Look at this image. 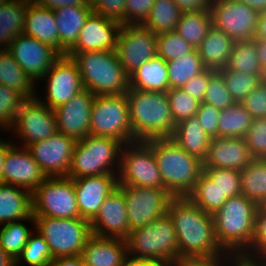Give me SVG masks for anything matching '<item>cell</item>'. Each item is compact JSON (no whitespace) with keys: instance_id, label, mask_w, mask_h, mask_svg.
Wrapping results in <instances>:
<instances>
[{"instance_id":"cell-53","label":"cell","mask_w":266,"mask_h":266,"mask_svg":"<svg viewBox=\"0 0 266 266\" xmlns=\"http://www.w3.org/2000/svg\"><path fill=\"white\" fill-rule=\"evenodd\" d=\"M241 103L253 118H266V80L264 79Z\"/></svg>"},{"instance_id":"cell-31","label":"cell","mask_w":266,"mask_h":266,"mask_svg":"<svg viewBox=\"0 0 266 266\" xmlns=\"http://www.w3.org/2000/svg\"><path fill=\"white\" fill-rule=\"evenodd\" d=\"M171 138L187 153L195 155L202 161L206 158L211 138L196 116L177 123Z\"/></svg>"},{"instance_id":"cell-36","label":"cell","mask_w":266,"mask_h":266,"mask_svg":"<svg viewBox=\"0 0 266 266\" xmlns=\"http://www.w3.org/2000/svg\"><path fill=\"white\" fill-rule=\"evenodd\" d=\"M253 117L242 103L235 102L230 107L220 111L217 127V137H242L252 124Z\"/></svg>"},{"instance_id":"cell-29","label":"cell","mask_w":266,"mask_h":266,"mask_svg":"<svg viewBox=\"0 0 266 266\" xmlns=\"http://www.w3.org/2000/svg\"><path fill=\"white\" fill-rule=\"evenodd\" d=\"M92 12L90 6H65L54 10L60 37L61 55H66L75 45L81 28Z\"/></svg>"},{"instance_id":"cell-28","label":"cell","mask_w":266,"mask_h":266,"mask_svg":"<svg viewBox=\"0 0 266 266\" xmlns=\"http://www.w3.org/2000/svg\"><path fill=\"white\" fill-rule=\"evenodd\" d=\"M234 43L230 36L212 26L196 49L205 68L218 72L226 68Z\"/></svg>"},{"instance_id":"cell-52","label":"cell","mask_w":266,"mask_h":266,"mask_svg":"<svg viewBox=\"0 0 266 266\" xmlns=\"http://www.w3.org/2000/svg\"><path fill=\"white\" fill-rule=\"evenodd\" d=\"M155 0H126L124 25H142Z\"/></svg>"},{"instance_id":"cell-2","label":"cell","mask_w":266,"mask_h":266,"mask_svg":"<svg viewBox=\"0 0 266 266\" xmlns=\"http://www.w3.org/2000/svg\"><path fill=\"white\" fill-rule=\"evenodd\" d=\"M258 205L243 194L228 198L212 216L215 236L227 253L242 257L251 247Z\"/></svg>"},{"instance_id":"cell-69","label":"cell","mask_w":266,"mask_h":266,"mask_svg":"<svg viewBox=\"0 0 266 266\" xmlns=\"http://www.w3.org/2000/svg\"><path fill=\"white\" fill-rule=\"evenodd\" d=\"M5 0H0V8H1V5L4 3Z\"/></svg>"},{"instance_id":"cell-35","label":"cell","mask_w":266,"mask_h":266,"mask_svg":"<svg viewBox=\"0 0 266 266\" xmlns=\"http://www.w3.org/2000/svg\"><path fill=\"white\" fill-rule=\"evenodd\" d=\"M241 192L258 206L266 205V159H253L241 170Z\"/></svg>"},{"instance_id":"cell-1","label":"cell","mask_w":266,"mask_h":266,"mask_svg":"<svg viewBox=\"0 0 266 266\" xmlns=\"http://www.w3.org/2000/svg\"><path fill=\"white\" fill-rule=\"evenodd\" d=\"M167 214L176 232L178 261L228 255L216 239L212 214L202 210L188 197H173Z\"/></svg>"},{"instance_id":"cell-50","label":"cell","mask_w":266,"mask_h":266,"mask_svg":"<svg viewBox=\"0 0 266 266\" xmlns=\"http://www.w3.org/2000/svg\"><path fill=\"white\" fill-rule=\"evenodd\" d=\"M244 139L253 159H266V118H253Z\"/></svg>"},{"instance_id":"cell-3","label":"cell","mask_w":266,"mask_h":266,"mask_svg":"<svg viewBox=\"0 0 266 266\" xmlns=\"http://www.w3.org/2000/svg\"><path fill=\"white\" fill-rule=\"evenodd\" d=\"M145 142L153 150L163 189L173 197H187L203 173V161L187 153L171 137Z\"/></svg>"},{"instance_id":"cell-48","label":"cell","mask_w":266,"mask_h":266,"mask_svg":"<svg viewBox=\"0 0 266 266\" xmlns=\"http://www.w3.org/2000/svg\"><path fill=\"white\" fill-rule=\"evenodd\" d=\"M25 100L17 91L0 84V124L8 131L14 126L17 112Z\"/></svg>"},{"instance_id":"cell-6","label":"cell","mask_w":266,"mask_h":266,"mask_svg":"<svg viewBox=\"0 0 266 266\" xmlns=\"http://www.w3.org/2000/svg\"><path fill=\"white\" fill-rule=\"evenodd\" d=\"M128 257L155 260L166 266L178 261V243L172 219L166 213L125 238Z\"/></svg>"},{"instance_id":"cell-62","label":"cell","mask_w":266,"mask_h":266,"mask_svg":"<svg viewBox=\"0 0 266 266\" xmlns=\"http://www.w3.org/2000/svg\"><path fill=\"white\" fill-rule=\"evenodd\" d=\"M254 38L266 39V10L259 13L257 30Z\"/></svg>"},{"instance_id":"cell-15","label":"cell","mask_w":266,"mask_h":266,"mask_svg":"<svg viewBox=\"0 0 266 266\" xmlns=\"http://www.w3.org/2000/svg\"><path fill=\"white\" fill-rule=\"evenodd\" d=\"M116 53L128 74L157 56V35L142 25H121Z\"/></svg>"},{"instance_id":"cell-67","label":"cell","mask_w":266,"mask_h":266,"mask_svg":"<svg viewBox=\"0 0 266 266\" xmlns=\"http://www.w3.org/2000/svg\"><path fill=\"white\" fill-rule=\"evenodd\" d=\"M259 266H266V259L260 261L259 263H257Z\"/></svg>"},{"instance_id":"cell-46","label":"cell","mask_w":266,"mask_h":266,"mask_svg":"<svg viewBox=\"0 0 266 266\" xmlns=\"http://www.w3.org/2000/svg\"><path fill=\"white\" fill-rule=\"evenodd\" d=\"M192 49L193 47L175 31L157 35V56L166 62L177 59Z\"/></svg>"},{"instance_id":"cell-14","label":"cell","mask_w":266,"mask_h":266,"mask_svg":"<svg viewBox=\"0 0 266 266\" xmlns=\"http://www.w3.org/2000/svg\"><path fill=\"white\" fill-rule=\"evenodd\" d=\"M13 129V130H12ZM21 138L22 147L49 138L58 132L54 110L39 101L26 99L20 106L11 130Z\"/></svg>"},{"instance_id":"cell-51","label":"cell","mask_w":266,"mask_h":266,"mask_svg":"<svg viewBox=\"0 0 266 266\" xmlns=\"http://www.w3.org/2000/svg\"><path fill=\"white\" fill-rule=\"evenodd\" d=\"M126 0H90L93 13L124 25Z\"/></svg>"},{"instance_id":"cell-22","label":"cell","mask_w":266,"mask_h":266,"mask_svg":"<svg viewBox=\"0 0 266 266\" xmlns=\"http://www.w3.org/2000/svg\"><path fill=\"white\" fill-rule=\"evenodd\" d=\"M92 235L125 239L130 226L127 218V208L124 192L116 187L104 200L98 214L90 222Z\"/></svg>"},{"instance_id":"cell-59","label":"cell","mask_w":266,"mask_h":266,"mask_svg":"<svg viewBox=\"0 0 266 266\" xmlns=\"http://www.w3.org/2000/svg\"><path fill=\"white\" fill-rule=\"evenodd\" d=\"M50 266H85L80 255L54 258Z\"/></svg>"},{"instance_id":"cell-47","label":"cell","mask_w":266,"mask_h":266,"mask_svg":"<svg viewBox=\"0 0 266 266\" xmlns=\"http://www.w3.org/2000/svg\"><path fill=\"white\" fill-rule=\"evenodd\" d=\"M203 172L217 184L227 198L242 194L241 171L225 168H203Z\"/></svg>"},{"instance_id":"cell-26","label":"cell","mask_w":266,"mask_h":266,"mask_svg":"<svg viewBox=\"0 0 266 266\" xmlns=\"http://www.w3.org/2000/svg\"><path fill=\"white\" fill-rule=\"evenodd\" d=\"M23 33L41 43L50 45L61 54L60 37L54 10L43 7L31 0L27 6Z\"/></svg>"},{"instance_id":"cell-8","label":"cell","mask_w":266,"mask_h":266,"mask_svg":"<svg viewBox=\"0 0 266 266\" xmlns=\"http://www.w3.org/2000/svg\"><path fill=\"white\" fill-rule=\"evenodd\" d=\"M38 233L46 240L53 258L80 255L92 235L90 222L78 218L34 216Z\"/></svg>"},{"instance_id":"cell-54","label":"cell","mask_w":266,"mask_h":266,"mask_svg":"<svg viewBox=\"0 0 266 266\" xmlns=\"http://www.w3.org/2000/svg\"><path fill=\"white\" fill-rule=\"evenodd\" d=\"M220 111V109H217L210 104L201 102L199 109L197 110V113L195 115L204 131L210 138L217 137V127Z\"/></svg>"},{"instance_id":"cell-45","label":"cell","mask_w":266,"mask_h":266,"mask_svg":"<svg viewBox=\"0 0 266 266\" xmlns=\"http://www.w3.org/2000/svg\"><path fill=\"white\" fill-rule=\"evenodd\" d=\"M166 93L175 125L196 115L200 102L190 97L183 89L173 88Z\"/></svg>"},{"instance_id":"cell-32","label":"cell","mask_w":266,"mask_h":266,"mask_svg":"<svg viewBox=\"0 0 266 266\" xmlns=\"http://www.w3.org/2000/svg\"><path fill=\"white\" fill-rule=\"evenodd\" d=\"M31 0H5L0 8V49H8L24 31L25 15Z\"/></svg>"},{"instance_id":"cell-44","label":"cell","mask_w":266,"mask_h":266,"mask_svg":"<svg viewBox=\"0 0 266 266\" xmlns=\"http://www.w3.org/2000/svg\"><path fill=\"white\" fill-rule=\"evenodd\" d=\"M241 259L252 264L266 259V205L257 209L253 242Z\"/></svg>"},{"instance_id":"cell-17","label":"cell","mask_w":266,"mask_h":266,"mask_svg":"<svg viewBox=\"0 0 266 266\" xmlns=\"http://www.w3.org/2000/svg\"><path fill=\"white\" fill-rule=\"evenodd\" d=\"M42 78L40 80L48 82L46 102L39 101L51 109L67 103L84 89L78 66L75 60L67 55H61Z\"/></svg>"},{"instance_id":"cell-58","label":"cell","mask_w":266,"mask_h":266,"mask_svg":"<svg viewBox=\"0 0 266 266\" xmlns=\"http://www.w3.org/2000/svg\"><path fill=\"white\" fill-rule=\"evenodd\" d=\"M33 1L51 10H57L65 6H90V0H33Z\"/></svg>"},{"instance_id":"cell-20","label":"cell","mask_w":266,"mask_h":266,"mask_svg":"<svg viewBox=\"0 0 266 266\" xmlns=\"http://www.w3.org/2000/svg\"><path fill=\"white\" fill-rule=\"evenodd\" d=\"M3 184L22 187L33 192L48 177L26 147L15 143L6 151L2 169Z\"/></svg>"},{"instance_id":"cell-56","label":"cell","mask_w":266,"mask_h":266,"mask_svg":"<svg viewBox=\"0 0 266 266\" xmlns=\"http://www.w3.org/2000/svg\"><path fill=\"white\" fill-rule=\"evenodd\" d=\"M243 262L241 257L228 254L217 258L181 259L174 266H240Z\"/></svg>"},{"instance_id":"cell-5","label":"cell","mask_w":266,"mask_h":266,"mask_svg":"<svg viewBox=\"0 0 266 266\" xmlns=\"http://www.w3.org/2000/svg\"><path fill=\"white\" fill-rule=\"evenodd\" d=\"M75 60L83 87L94 95H119L130 89L129 74L122 67L116 50L85 51Z\"/></svg>"},{"instance_id":"cell-21","label":"cell","mask_w":266,"mask_h":266,"mask_svg":"<svg viewBox=\"0 0 266 266\" xmlns=\"http://www.w3.org/2000/svg\"><path fill=\"white\" fill-rule=\"evenodd\" d=\"M95 95L83 89L54 110L58 132L76 140L90 135V119Z\"/></svg>"},{"instance_id":"cell-25","label":"cell","mask_w":266,"mask_h":266,"mask_svg":"<svg viewBox=\"0 0 266 266\" xmlns=\"http://www.w3.org/2000/svg\"><path fill=\"white\" fill-rule=\"evenodd\" d=\"M85 266H124L128 259L123 238L91 235L80 254Z\"/></svg>"},{"instance_id":"cell-60","label":"cell","mask_w":266,"mask_h":266,"mask_svg":"<svg viewBox=\"0 0 266 266\" xmlns=\"http://www.w3.org/2000/svg\"><path fill=\"white\" fill-rule=\"evenodd\" d=\"M258 60L261 68L266 72V39L254 38Z\"/></svg>"},{"instance_id":"cell-40","label":"cell","mask_w":266,"mask_h":266,"mask_svg":"<svg viewBox=\"0 0 266 266\" xmlns=\"http://www.w3.org/2000/svg\"><path fill=\"white\" fill-rule=\"evenodd\" d=\"M194 204L209 214L218 211L228 199L221 189L204 172L187 196Z\"/></svg>"},{"instance_id":"cell-4","label":"cell","mask_w":266,"mask_h":266,"mask_svg":"<svg viewBox=\"0 0 266 266\" xmlns=\"http://www.w3.org/2000/svg\"><path fill=\"white\" fill-rule=\"evenodd\" d=\"M129 120L136 141L170 138L175 129L166 92L130 88L127 92Z\"/></svg>"},{"instance_id":"cell-38","label":"cell","mask_w":266,"mask_h":266,"mask_svg":"<svg viewBox=\"0 0 266 266\" xmlns=\"http://www.w3.org/2000/svg\"><path fill=\"white\" fill-rule=\"evenodd\" d=\"M182 12L173 0H155L147 20L142 24L156 35L175 30Z\"/></svg>"},{"instance_id":"cell-23","label":"cell","mask_w":266,"mask_h":266,"mask_svg":"<svg viewBox=\"0 0 266 266\" xmlns=\"http://www.w3.org/2000/svg\"><path fill=\"white\" fill-rule=\"evenodd\" d=\"M80 217L91 222L107 196L118 187L117 174L84 176L73 179Z\"/></svg>"},{"instance_id":"cell-37","label":"cell","mask_w":266,"mask_h":266,"mask_svg":"<svg viewBox=\"0 0 266 266\" xmlns=\"http://www.w3.org/2000/svg\"><path fill=\"white\" fill-rule=\"evenodd\" d=\"M169 88H181L192 77L205 71L206 68L197 49L177 59L167 62Z\"/></svg>"},{"instance_id":"cell-68","label":"cell","mask_w":266,"mask_h":266,"mask_svg":"<svg viewBox=\"0 0 266 266\" xmlns=\"http://www.w3.org/2000/svg\"><path fill=\"white\" fill-rule=\"evenodd\" d=\"M0 128L4 129L5 131H8L3 125L0 124ZM3 139L0 138V142L2 141Z\"/></svg>"},{"instance_id":"cell-65","label":"cell","mask_w":266,"mask_h":266,"mask_svg":"<svg viewBox=\"0 0 266 266\" xmlns=\"http://www.w3.org/2000/svg\"><path fill=\"white\" fill-rule=\"evenodd\" d=\"M0 266H15V261L1 247Z\"/></svg>"},{"instance_id":"cell-13","label":"cell","mask_w":266,"mask_h":266,"mask_svg":"<svg viewBox=\"0 0 266 266\" xmlns=\"http://www.w3.org/2000/svg\"><path fill=\"white\" fill-rule=\"evenodd\" d=\"M213 26L234 41L253 40L259 12L238 0H212Z\"/></svg>"},{"instance_id":"cell-34","label":"cell","mask_w":266,"mask_h":266,"mask_svg":"<svg viewBox=\"0 0 266 266\" xmlns=\"http://www.w3.org/2000/svg\"><path fill=\"white\" fill-rule=\"evenodd\" d=\"M212 26V12L209 8L205 11L183 12L174 31L196 49Z\"/></svg>"},{"instance_id":"cell-39","label":"cell","mask_w":266,"mask_h":266,"mask_svg":"<svg viewBox=\"0 0 266 266\" xmlns=\"http://www.w3.org/2000/svg\"><path fill=\"white\" fill-rule=\"evenodd\" d=\"M226 69L256 76H266V72L261 68L258 60L254 40L235 41Z\"/></svg>"},{"instance_id":"cell-42","label":"cell","mask_w":266,"mask_h":266,"mask_svg":"<svg viewBox=\"0 0 266 266\" xmlns=\"http://www.w3.org/2000/svg\"><path fill=\"white\" fill-rule=\"evenodd\" d=\"M218 72L222 75L228 92L238 103H241L266 78V76L235 72L226 68Z\"/></svg>"},{"instance_id":"cell-64","label":"cell","mask_w":266,"mask_h":266,"mask_svg":"<svg viewBox=\"0 0 266 266\" xmlns=\"http://www.w3.org/2000/svg\"><path fill=\"white\" fill-rule=\"evenodd\" d=\"M257 10L259 13L266 10V0H238Z\"/></svg>"},{"instance_id":"cell-27","label":"cell","mask_w":266,"mask_h":266,"mask_svg":"<svg viewBox=\"0 0 266 266\" xmlns=\"http://www.w3.org/2000/svg\"><path fill=\"white\" fill-rule=\"evenodd\" d=\"M19 220L35 225L32 192L0 183V225Z\"/></svg>"},{"instance_id":"cell-63","label":"cell","mask_w":266,"mask_h":266,"mask_svg":"<svg viewBox=\"0 0 266 266\" xmlns=\"http://www.w3.org/2000/svg\"><path fill=\"white\" fill-rule=\"evenodd\" d=\"M13 145L11 141L2 140L0 142V183H3V165H4V159L6 156V151Z\"/></svg>"},{"instance_id":"cell-43","label":"cell","mask_w":266,"mask_h":266,"mask_svg":"<svg viewBox=\"0 0 266 266\" xmlns=\"http://www.w3.org/2000/svg\"><path fill=\"white\" fill-rule=\"evenodd\" d=\"M36 234L30 235L22 253L15 260V266H19L20 262H25L28 266H50L52 264L54 258L46 240L38 231Z\"/></svg>"},{"instance_id":"cell-9","label":"cell","mask_w":266,"mask_h":266,"mask_svg":"<svg viewBox=\"0 0 266 266\" xmlns=\"http://www.w3.org/2000/svg\"><path fill=\"white\" fill-rule=\"evenodd\" d=\"M90 134L111 137L123 144L136 142L129 120L126 93L95 95L90 119Z\"/></svg>"},{"instance_id":"cell-18","label":"cell","mask_w":266,"mask_h":266,"mask_svg":"<svg viewBox=\"0 0 266 266\" xmlns=\"http://www.w3.org/2000/svg\"><path fill=\"white\" fill-rule=\"evenodd\" d=\"M8 50L33 82L38 79L40 81L61 56L50 45L41 43L24 33L14 38Z\"/></svg>"},{"instance_id":"cell-7","label":"cell","mask_w":266,"mask_h":266,"mask_svg":"<svg viewBox=\"0 0 266 266\" xmlns=\"http://www.w3.org/2000/svg\"><path fill=\"white\" fill-rule=\"evenodd\" d=\"M123 146L122 142L114 138L91 134L77 140L67 177L75 179L92 175H118Z\"/></svg>"},{"instance_id":"cell-61","label":"cell","mask_w":266,"mask_h":266,"mask_svg":"<svg viewBox=\"0 0 266 266\" xmlns=\"http://www.w3.org/2000/svg\"><path fill=\"white\" fill-rule=\"evenodd\" d=\"M124 266H166L165 264L155 260L135 259L128 257Z\"/></svg>"},{"instance_id":"cell-33","label":"cell","mask_w":266,"mask_h":266,"mask_svg":"<svg viewBox=\"0 0 266 266\" xmlns=\"http://www.w3.org/2000/svg\"><path fill=\"white\" fill-rule=\"evenodd\" d=\"M0 84L7 86L25 99L36 97L35 83L20 67L8 49H0Z\"/></svg>"},{"instance_id":"cell-10","label":"cell","mask_w":266,"mask_h":266,"mask_svg":"<svg viewBox=\"0 0 266 266\" xmlns=\"http://www.w3.org/2000/svg\"><path fill=\"white\" fill-rule=\"evenodd\" d=\"M117 178L121 186L163 188L153 150L145 141L124 144Z\"/></svg>"},{"instance_id":"cell-49","label":"cell","mask_w":266,"mask_h":266,"mask_svg":"<svg viewBox=\"0 0 266 266\" xmlns=\"http://www.w3.org/2000/svg\"><path fill=\"white\" fill-rule=\"evenodd\" d=\"M203 102L210 104L220 110H224L235 103L234 99L226 88V84L222 75L219 72L215 71L210 76Z\"/></svg>"},{"instance_id":"cell-30","label":"cell","mask_w":266,"mask_h":266,"mask_svg":"<svg viewBox=\"0 0 266 266\" xmlns=\"http://www.w3.org/2000/svg\"><path fill=\"white\" fill-rule=\"evenodd\" d=\"M130 88L150 92H167L169 88L167 62L156 56L129 74Z\"/></svg>"},{"instance_id":"cell-11","label":"cell","mask_w":266,"mask_h":266,"mask_svg":"<svg viewBox=\"0 0 266 266\" xmlns=\"http://www.w3.org/2000/svg\"><path fill=\"white\" fill-rule=\"evenodd\" d=\"M33 216L51 218H78L73 179L48 177L32 192Z\"/></svg>"},{"instance_id":"cell-66","label":"cell","mask_w":266,"mask_h":266,"mask_svg":"<svg viewBox=\"0 0 266 266\" xmlns=\"http://www.w3.org/2000/svg\"><path fill=\"white\" fill-rule=\"evenodd\" d=\"M240 266H259V265L258 264H252V263L243 262Z\"/></svg>"},{"instance_id":"cell-55","label":"cell","mask_w":266,"mask_h":266,"mask_svg":"<svg viewBox=\"0 0 266 266\" xmlns=\"http://www.w3.org/2000/svg\"><path fill=\"white\" fill-rule=\"evenodd\" d=\"M214 72V70L206 69L200 74L189 79L184 86L181 87V89L200 103L203 102L209 78Z\"/></svg>"},{"instance_id":"cell-12","label":"cell","mask_w":266,"mask_h":266,"mask_svg":"<svg viewBox=\"0 0 266 266\" xmlns=\"http://www.w3.org/2000/svg\"><path fill=\"white\" fill-rule=\"evenodd\" d=\"M118 187L124 192L130 231L146 226L167 213L173 196L163 188Z\"/></svg>"},{"instance_id":"cell-24","label":"cell","mask_w":266,"mask_h":266,"mask_svg":"<svg viewBox=\"0 0 266 266\" xmlns=\"http://www.w3.org/2000/svg\"><path fill=\"white\" fill-rule=\"evenodd\" d=\"M246 141L242 137L211 138L207 156L203 160V168H225L241 171L251 161Z\"/></svg>"},{"instance_id":"cell-41","label":"cell","mask_w":266,"mask_h":266,"mask_svg":"<svg viewBox=\"0 0 266 266\" xmlns=\"http://www.w3.org/2000/svg\"><path fill=\"white\" fill-rule=\"evenodd\" d=\"M3 224L0 229V247L15 261L27 244L31 231L21 222Z\"/></svg>"},{"instance_id":"cell-19","label":"cell","mask_w":266,"mask_h":266,"mask_svg":"<svg viewBox=\"0 0 266 266\" xmlns=\"http://www.w3.org/2000/svg\"><path fill=\"white\" fill-rule=\"evenodd\" d=\"M120 28L119 22L92 12L81 28L75 45L66 55L73 58L85 51H114Z\"/></svg>"},{"instance_id":"cell-16","label":"cell","mask_w":266,"mask_h":266,"mask_svg":"<svg viewBox=\"0 0 266 266\" xmlns=\"http://www.w3.org/2000/svg\"><path fill=\"white\" fill-rule=\"evenodd\" d=\"M76 142L73 137L57 132L26 148L47 177H64L70 170Z\"/></svg>"},{"instance_id":"cell-57","label":"cell","mask_w":266,"mask_h":266,"mask_svg":"<svg viewBox=\"0 0 266 266\" xmlns=\"http://www.w3.org/2000/svg\"><path fill=\"white\" fill-rule=\"evenodd\" d=\"M180 11L192 12V11H205L211 8L212 0H173Z\"/></svg>"}]
</instances>
